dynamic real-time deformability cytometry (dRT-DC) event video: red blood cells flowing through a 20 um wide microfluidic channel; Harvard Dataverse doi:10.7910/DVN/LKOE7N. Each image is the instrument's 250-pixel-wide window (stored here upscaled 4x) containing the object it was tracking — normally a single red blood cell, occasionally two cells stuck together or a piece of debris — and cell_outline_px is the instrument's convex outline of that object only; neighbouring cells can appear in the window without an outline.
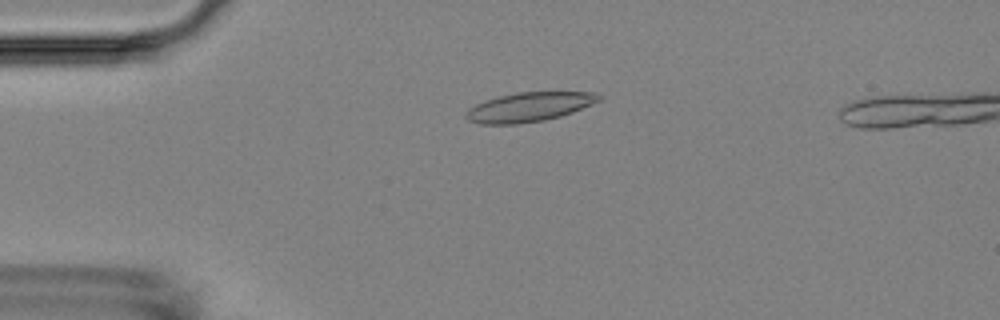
{"species": "Egyptian fruit bat (a non-hibernating species)", "species_latin": "Rousettus aegyptiacus", "temperature_condition": "room temperature", "stored_images_in_passage": 4, "camera_frame_rate_fps": 3000, "um_per_image_px": 0.085, "animal": {"sex": "female"}, "frame": {"image": 1, "passage_image": 2, "time_ms": 1.0, "image_size_px": [1000, 320], "cell_outline_px": [[600, 100], [572, 112], [560, 116], [544, 120], [516, 124], [480, 124], [468, 120], [464, 116], [468, 108], [484, 100], [516, 92], [592, 92], [600, 96]], "centroid_in_image_um": [44.91, 9.1], "position_along_channel_um": 40.1, "area_um2": 22.48}}